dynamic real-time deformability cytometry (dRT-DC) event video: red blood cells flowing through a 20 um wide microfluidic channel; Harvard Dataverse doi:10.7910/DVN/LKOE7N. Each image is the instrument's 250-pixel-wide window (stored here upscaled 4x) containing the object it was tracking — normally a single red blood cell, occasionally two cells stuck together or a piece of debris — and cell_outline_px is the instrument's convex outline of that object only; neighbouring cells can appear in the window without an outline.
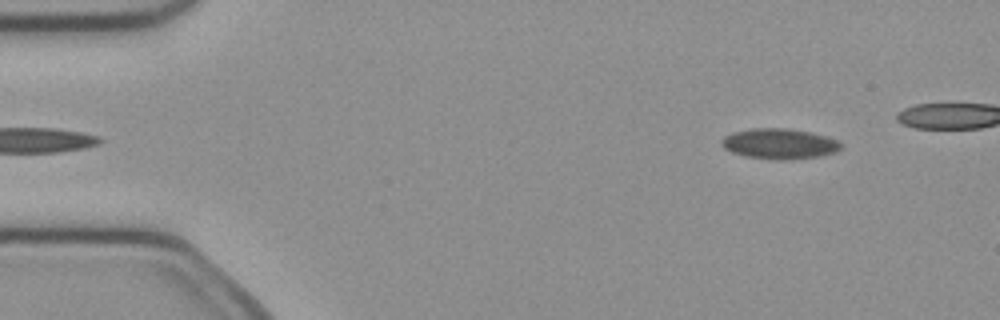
{"species": "common noctule bat (a hibernating species)", "species_latin": "Nyctalus noctula", "temperature_condition": "cold", "stored_images_in_passage": 4, "camera_frame_rate_fps": 3000, "um_per_image_px": 0.085, "animal": {"sex": "female", "body_mass_g": 21.9}, "frame": {"image": 1, "passage_image": 4, "time_ms": 1.0, "image_size_px": [1000, 320], "cell_outline_px": [[840, 148], [836, 152], [816, 156], [780, 160], [748, 156], [732, 152], [724, 148], [720, 144], [720, 140], [724, 136], [732, 132], [752, 128], [788, 128], [808, 132], [824, 136], [836, 140], [840, 144]], "centroid_in_image_um": [66.18, 12.2], "position_along_channel_um": 18.8, "area_um2": 20.75}}